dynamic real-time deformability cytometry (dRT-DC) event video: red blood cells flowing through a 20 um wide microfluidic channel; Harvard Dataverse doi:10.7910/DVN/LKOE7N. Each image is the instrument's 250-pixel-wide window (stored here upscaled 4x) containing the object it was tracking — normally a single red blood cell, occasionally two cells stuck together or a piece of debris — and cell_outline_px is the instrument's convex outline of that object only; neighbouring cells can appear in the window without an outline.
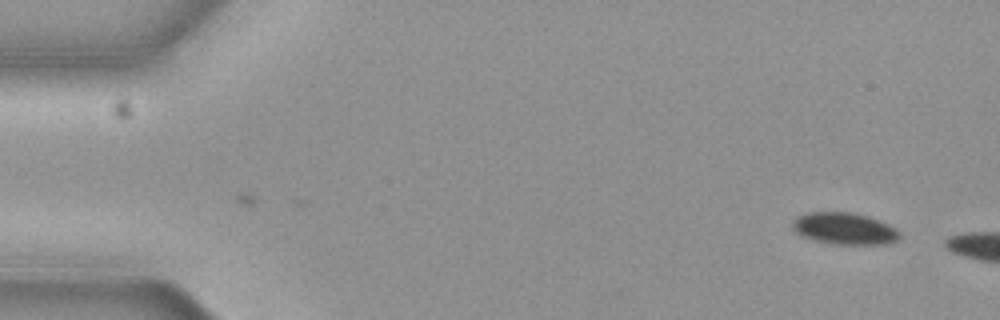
{"species": "common noctule bat (a hibernating species)", "species_latin": "Nyctalus noctula", "temperature_condition": "cold", "stored_images_in_passage": 4, "camera_frame_rate_fps": 3000, "um_per_image_px": 0.085, "animal": {"sex": "female", "body_mass_g": 19.3, "forearm_length_mm": 54.1}, "frame": {"image": 1, "passage_image": 4, "time_ms": 1.0, "image_size_px": [1000, 320], "cell_outline_px": [[900, 236], [896, 240], [888, 244], [832, 244], [800, 236], [792, 228], [792, 220], [808, 212], [848, 212], [868, 216], [880, 220], [896, 228], [900, 232]], "centroid_in_image_um": [71.78, 19.43], "position_along_channel_um": 13.2, "area_um2": 19.88}}